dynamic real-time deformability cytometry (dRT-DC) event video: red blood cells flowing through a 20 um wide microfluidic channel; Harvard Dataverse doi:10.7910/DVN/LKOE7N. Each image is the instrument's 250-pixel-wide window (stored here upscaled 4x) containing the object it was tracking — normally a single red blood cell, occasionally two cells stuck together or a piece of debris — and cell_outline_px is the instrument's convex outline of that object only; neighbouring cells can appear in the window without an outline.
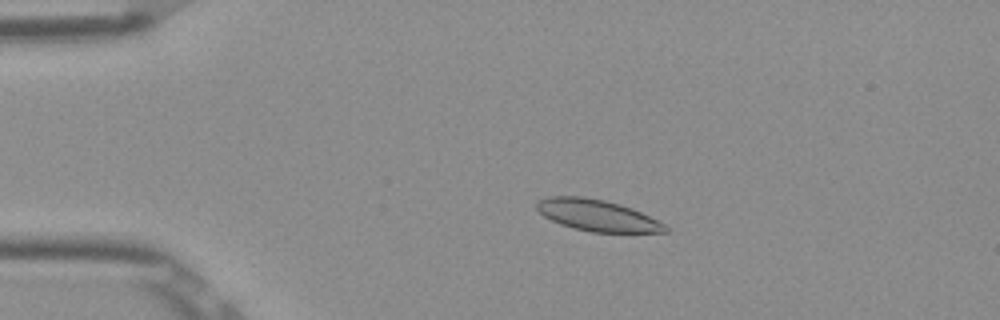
{"species": "Egyptian fruit bat (a non-hibernating species)", "species_latin": "Rousettus aegyptiacus", "temperature_condition": "room temperature", "stored_images_in_passage": 53, "camera_frame_rate_fps": 3000, "um_per_image_px": 0.085, "frame": {"image": 1, "passage_image": 11, "time_ms": 3.333, "image_size_px": [1000, 320], "cell_outline_px": [[668, 232], [592, 232], [572, 228], [560, 224], [544, 216], [536, 208], [536, 204], [540, 200], [548, 196], [584, 196], [604, 200], [620, 204], [632, 208], [664, 224], [668, 228]], "centroid_in_image_um": [50.74, 18.3], "position_along_channel_um": 34.3, "area_um2": 23.35}}
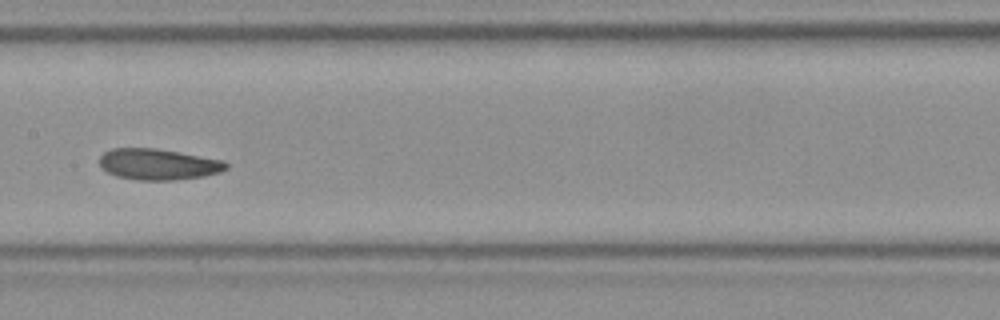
{"frame": {"image": 2, "passage_image": 27, "time_ms": 8.667, "image_size_px": [1000, 320], "cell_outline_px": [[228, 168], [220, 172], [204, 176], [172, 180], [140, 180], [116, 176], [100, 168], [100, 156], [104, 152], [112, 148], [156, 148], [224, 160], [228, 164]], "centroid_in_image_um": [13.45, 13.96], "position_along_channel_um": 194.0, "area_um2": 22.95}}
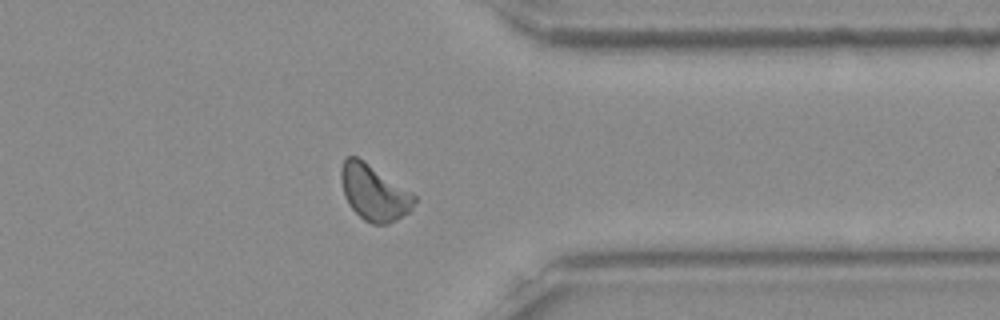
{"frame": {"image": 3, "passage_image": 42, "time_ms": 13.667, "image_size_px": [1000, 320], "cell_outline_px": [[416, 200], [412, 208], [408, 212], [396, 220], [388, 224], [372, 224], [364, 220], [348, 204], [344, 196], [340, 180], [340, 168], [344, 156], [356, 156], [364, 160], [412, 192], [416, 196]], "centroid_in_image_um": [31.76, 16.35], "position_along_channel_um": 379.6, "area_um2": 23.99}, "authors_computed_cell_mechanics": {"area_um2": 23.1778, "velocity_mm_per_s": 3.8546, "shape_relaxation_time_tau1_ms": 8.3946, "shape_relaxation_time_tau2_ms": 5.1263, "deformation_change_tau1": 0.1507, "deformation_change_tau2": 0.1229}}